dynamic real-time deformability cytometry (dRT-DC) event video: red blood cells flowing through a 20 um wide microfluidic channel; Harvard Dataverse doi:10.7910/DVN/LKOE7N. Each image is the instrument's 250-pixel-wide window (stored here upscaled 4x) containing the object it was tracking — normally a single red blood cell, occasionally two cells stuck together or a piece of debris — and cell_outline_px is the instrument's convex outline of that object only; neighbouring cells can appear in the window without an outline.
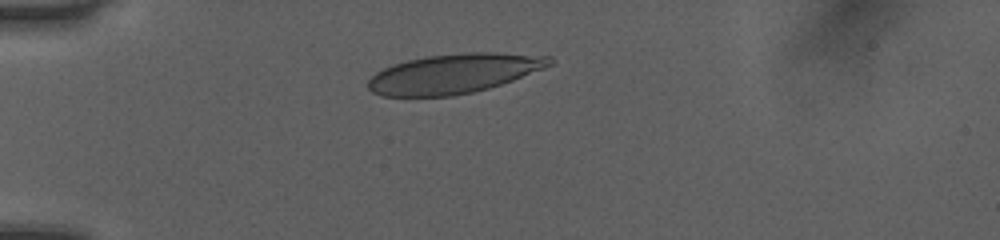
{"species": "human", "species_latin": "Homo sapiens", "temperature_condition": "room temperature", "stored_images_in_passage": 32, "camera_frame_rate_fps": 3000, "um_per_image_px": 0.085, "donor": {"sex": "female"}, "frame": {"image": 1, "passage_image": 1, "time_ms": 0.0, "image_size_px": [1000, 240], "cell_outline_px": [[556, 60], [552, 64], [544, 68], [512, 80], [488, 88], [472, 92], [452, 96], [380, 96], [372, 92], [368, 88], [368, 80], [376, 72], [392, 64], [424, 56], [460, 52], [496, 52], [552, 56]], "centroid_in_image_um": [38.59, 6.24], "position_along_channel_um": 46.4, "area_um2": 42.02}}
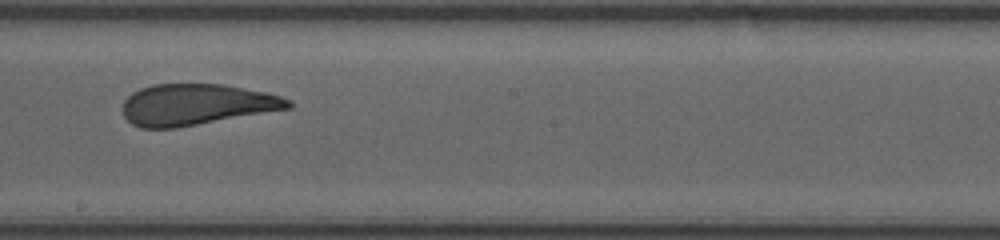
{"frame": {"image": 2, "passage_image": 17, "time_ms": 5.333, "image_size_px": [1000, 240], "cell_outline_px": [[292, 108], [176, 128], [140, 128], [132, 124], [124, 116], [124, 100], [132, 92], [140, 88], [152, 84], [224, 84], [268, 92], [292, 100]], "centroid_in_image_um": [16.72, 8.88], "position_along_channel_um": 231.5, "area_um2": 39.88}}
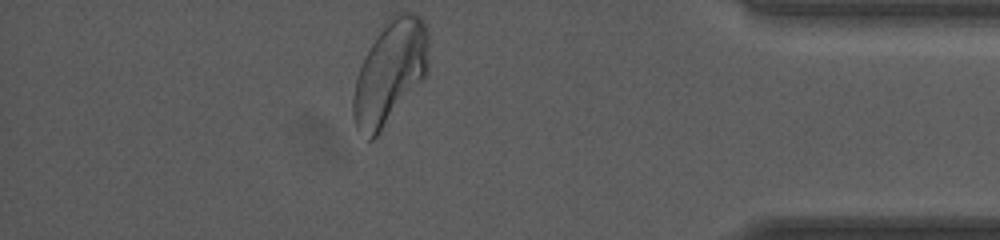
{"frame": {"image": 3, "passage_image": 32, "time_ms": 10.333, "image_size_px": [1000, 240], "cell_outline_px": [[428, 72], [424, 80], [376, 136], [372, 140], [368, 140], [356, 128], [352, 116], [352, 100], [356, 76], [360, 64], [364, 56], [384, 20], [388, 16], [396, 12], [416, 12], [424, 20], [428, 32]], "centroid_in_image_um": [33.15, 6.09], "position_along_channel_um": 402.1, "area_um2": 46.3}, "authors_computed_cell_mechanics": {"area_um2": 41.2403, "velocity_mm_per_s": 4.0298, "shape_relaxation_time_tau1_ms": 8.6414, "shape_relaxation_time_tau2_ms": 0.9282, "deformation_change_tau1": 0.2388, "deformation_change_tau2": 0.0671}}